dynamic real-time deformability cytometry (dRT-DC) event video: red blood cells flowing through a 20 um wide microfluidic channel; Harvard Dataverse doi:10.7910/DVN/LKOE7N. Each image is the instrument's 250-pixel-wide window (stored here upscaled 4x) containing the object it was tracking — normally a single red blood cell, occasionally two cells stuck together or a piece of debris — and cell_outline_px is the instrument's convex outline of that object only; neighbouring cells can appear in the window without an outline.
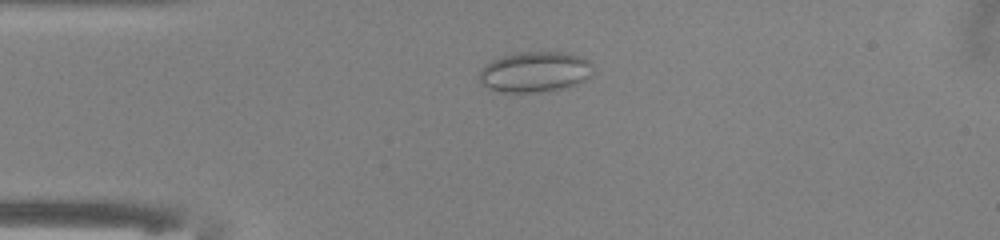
{"species": "common noctule bat (a hibernating species)", "species_latin": "Nyctalus noctula", "temperature_condition": "warm", "stored_images_in_passage": 40, "camera_frame_rate_fps": 3000, "um_per_image_px": 0.085, "animal": {"sex": "male", "body_mass_g": 13.0, "forearm_length_mm": 53.1}, "frame": {"image": 1, "passage_image": 12, "time_ms": 3.667, "image_size_px": [1000, 240], "cell_outline_px": [[592, 64], [588, 76], [584, 80], [568, 88], [544, 92], [500, 92], [488, 88], [480, 80], [480, 68], [484, 64], [500, 56], [516, 52], [560, 52], [580, 56], [588, 60]], "centroid_in_image_um": [45.43, 6.11], "position_along_channel_um": 39.6, "area_um2": 26.93}}
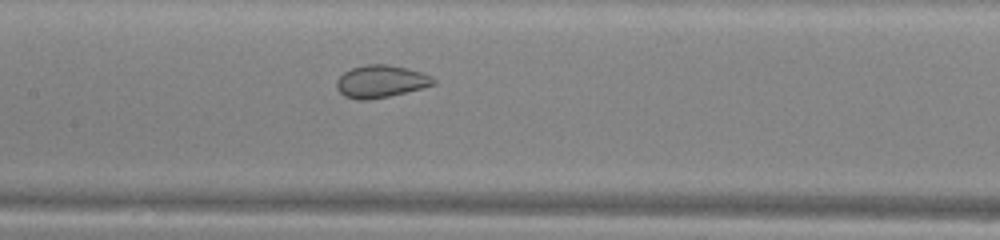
{"frame": {"image": 2, "passage_image": 24, "time_ms": 7.667, "image_size_px": [1000, 240], "cell_outline_px": [[436, 84], [388, 96], [368, 100], [356, 100], [344, 96], [336, 88], [336, 80], [344, 72], [352, 68], [364, 64], [388, 64], [408, 68], [432, 76], [436, 80]], "centroid_in_image_um": [32.34, 6.91], "position_along_channel_um": 175.1, "area_um2": 18.32}}
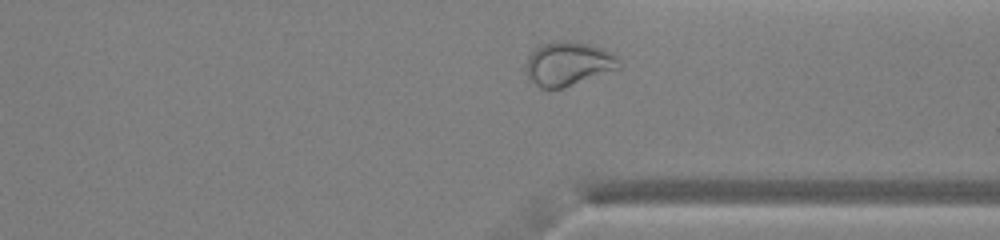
{"frame": {"image": 3, "passage_image": 38, "time_ms": 12.333, "image_size_px": [1000, 240], "cell_outline_px": [[620, 68], [564, 88], [540, 88], [528, 76], [524, 68], [528, 56], [536, 48], [544, 44], [556, 40], [572, 40], [588, 44], [600, 48], [616, 56], [620, 60]], "centroid_in_image_um": [48.29, 5.41], "position_along_channel_um": 363.1, "area_um2": 23.76}}